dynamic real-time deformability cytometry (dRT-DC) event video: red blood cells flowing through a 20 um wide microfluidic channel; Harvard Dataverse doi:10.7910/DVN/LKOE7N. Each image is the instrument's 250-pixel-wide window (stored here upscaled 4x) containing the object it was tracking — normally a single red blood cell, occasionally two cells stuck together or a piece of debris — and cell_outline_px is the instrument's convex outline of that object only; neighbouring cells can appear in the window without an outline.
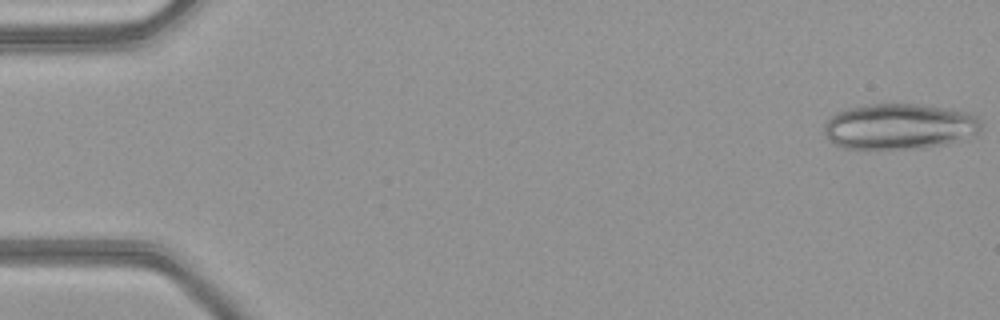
{"species": "common noctule bat (a hibernating species)", "species_latin": "Nyctalus noctula", "temperature_condition": "warm", "stored_images_in_passage": 22, "camera_frame_rate_fps": 3000, "um_per_image_px": 0.085, "animal": {"sex": "female", "body_mass_g": 21.9}, "frame": {"image": 1, "passage_image": 1, "time_ms": 0.0, "image_size_px": [1000, 320], "cell_outline_px": [[980, 132], [968, 140], [948, 144], [924, 148], [844, 148], [828, 140], [824, 132], [824, 124], [836, 112], [848, 108], [872, 104], [920, 104], [948, 108], [972, 112], [980, 120]], "centroid_in_image_um": [76.52, 10.75], "position_along_channel_um": 8.5, "area_um2": 42.31}}